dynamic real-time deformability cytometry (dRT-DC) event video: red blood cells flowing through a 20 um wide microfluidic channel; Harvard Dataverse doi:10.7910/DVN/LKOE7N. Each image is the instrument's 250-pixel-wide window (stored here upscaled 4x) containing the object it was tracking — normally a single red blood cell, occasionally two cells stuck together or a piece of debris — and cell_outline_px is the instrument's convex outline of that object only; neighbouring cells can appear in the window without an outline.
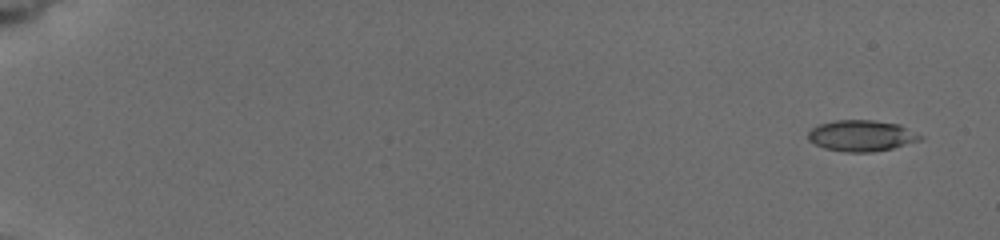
{"species": "common noctule bat (a hibernating species)", "species_latin": "Nyctalus noctula", "temperature_condition": "cold", "stored_images_in_passage": 11, "camera_frame_rate_fps": 3000, "um_per_image_px": 0.085, "animal": {"sex": "female", "body_mass_g": 19.5, "forearm_length_mm": 54.1}, "frame": {"image": 1, "passage_image": 1, "time_ms": 0.0, "image_size_px": [1000, 240], "cell_outline_px": [[924, 136], [920, 140], [892, 148], [872, 152], [844, 152], [824, 148], [808, 140], [808, 132], [812, 128], [820, 124], [832, 120], [872, 120], [900, 124]], "centroid_in_image_um": [73.23, 11.53], "position_along_channel_um": 11.8, "area_um2": 20.35}}
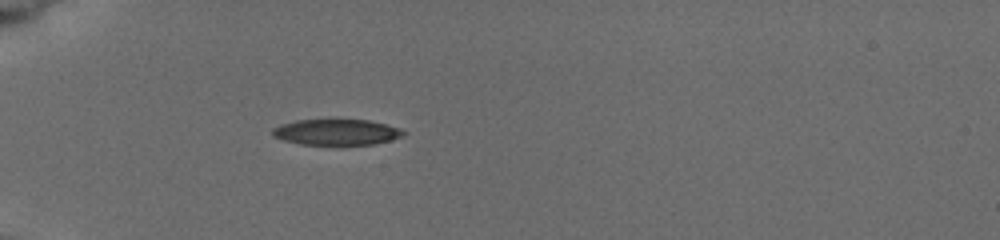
{"frame": {"image": 2, "passage_image": 7, "time_ms": 5.333, "image_size_px": [1000, 240], "cell_outline_px": [[408, 132], [404, 136], [392, 140], [372, 144], [300, 144], [284, 140], [272, 136], [272, 128], [280, 124], [296, 120], [368, 120], [400, 128]], "centroid_in_image_um": [28.61, 11.23], "position_along_channel_um": 56.4, "area_um2": 19.65}}
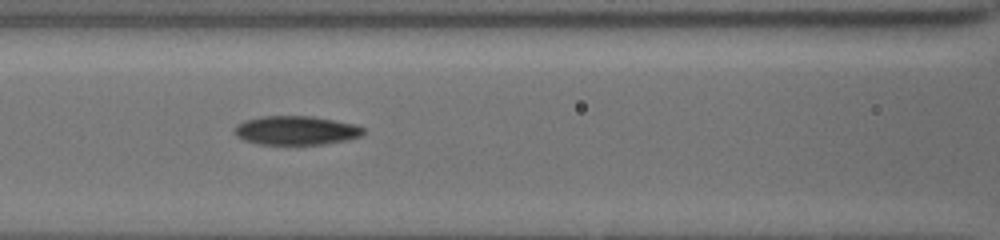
{"frame": {"image": 3, "passage_image": 10, "time_ms": 8.0, "image_size_px": [1000, 240], "cell_outline_px": [[364, 132], [360, 136], [348, 140], [324, 144], [256, 144], [244, 140], [236, 136], [232, 132], [236, 124], [244, 120], [260, 116], [312, 116], [356, 124], [364, 128]], "centroid_in_image_um": [25.13, 11.08], "position_along_channel_um": 141.5, "area_um2": 21.96}}